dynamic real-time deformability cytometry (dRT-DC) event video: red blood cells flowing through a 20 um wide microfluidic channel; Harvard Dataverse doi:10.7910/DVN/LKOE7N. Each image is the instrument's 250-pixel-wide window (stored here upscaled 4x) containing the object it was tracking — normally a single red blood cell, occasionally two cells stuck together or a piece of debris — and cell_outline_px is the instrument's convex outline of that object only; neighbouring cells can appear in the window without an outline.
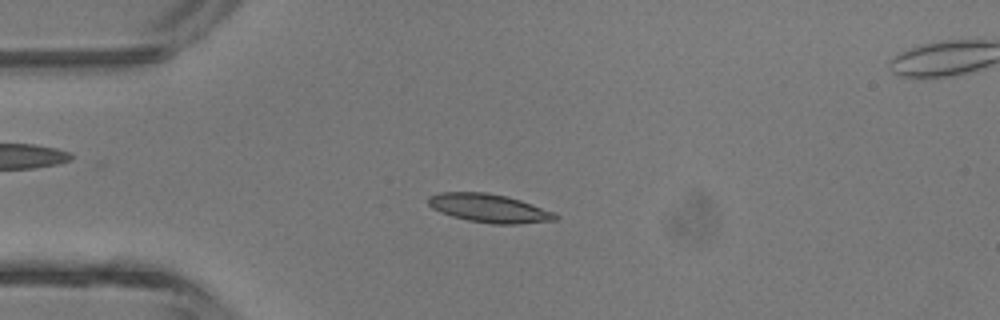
{"species": "common noctule bat (a hibernating species)", "species_latin": "Nyctalus noctula", "temperature_condition": "room temperature", "stored_images_in_passage": 4, "camera_frame_rate_fps": 3000, "um_per_image_px": 0.085, "animal": {"sex": "male", "body_mass_g": 13.3}, "frame": {"image": 1, "passage_image": 3, "time_ms": 2.0, "image_size_px": [1000, 320], "cell_outline_px": [[560, 216], [556, 220], [520, 224], [492, 224], [468, 220], [452, 216], [440, 212], [432, 208], [428, 204], [428, 196], [440, 192], [484, 192], [508, 196], [556, 212]], "centroid_in_image_um": [41.6, 17.7], "position_along_channel_um": 43.4, "area_um2": 21.27}}